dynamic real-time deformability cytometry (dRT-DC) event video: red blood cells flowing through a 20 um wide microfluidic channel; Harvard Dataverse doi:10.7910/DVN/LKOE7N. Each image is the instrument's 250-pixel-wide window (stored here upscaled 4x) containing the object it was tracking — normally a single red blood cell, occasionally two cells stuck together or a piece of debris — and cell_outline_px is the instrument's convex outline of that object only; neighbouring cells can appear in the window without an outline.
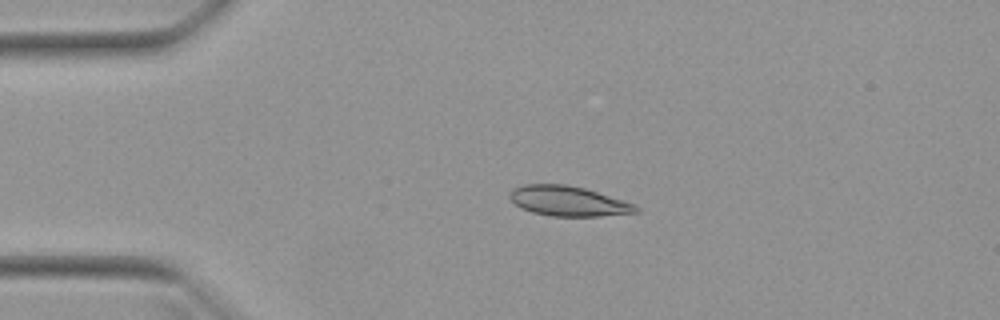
{"species": "Egyptian fruit bat (a non-hibernating species)", "species_latin": "Rousettus aegyptiacus", "temperature_condition": "warm", "stored_images_in_passage": 41, "camera_frame_rate_fps": 3000, "um_per_image_px": 0.085, "animal": {"sex": "female"}, "frame": {"image": 1, "passage_image": 1, "time_ms": 0.0, "image_size_px": [1000, 320], "cell_outline_px": [[640, 212], [600, 216], [552, 216], [532, 212], [520, 208], [508, 196], [512, 188], [524, 184], [568, 184], [584, 188], [624, 200], [636, 204], [640, 208]], "centroid_in_image_um": [48.32, 17.09], "position_along_channel_um": 36.7, "area_um2": 22.2}}
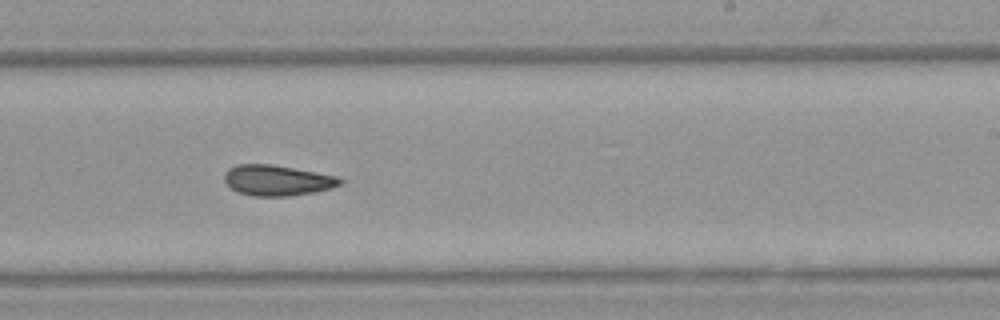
{"frame": {"image": 2, "passage_image": 21, "time_ms": 6.667, "image_size_px": [1000, 320], "cell_outline_px": [[344, 180], [340, 184], [332, 188], [316, 192], [288, 196], [252, 196], [240, 192], [232, 188], [224, 180], [224, 172], [228, 168], [236, 164], [272, 164], [340, 176]], "centroid_in_image_um": [23.59, 15.32], "position_along_channel_um": 265.4, "area_um2": 20.81}}
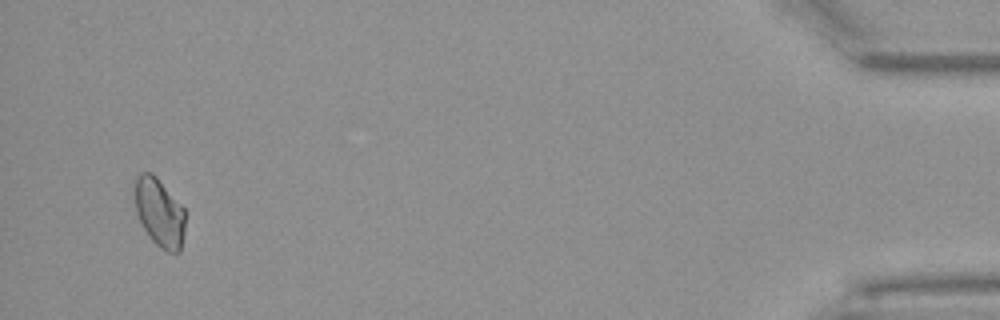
{"frame": {"image": 3, "passage_image": 39, "time_ms": 12.667, "image_size_px": [1000, 320], "cell_outline_px": [[184, 232], [180, 252], [168, 252], [160, 248], [152, 240], [144, 228], [136, 212], [132, 192], [136, 176], [140, 172], [152, 172], [156, 176], [184, 208]], "centroid_in_image_um": [13.51, 18.03], "position_along_channel_um": 421.7, "area_um2": 20.35}}